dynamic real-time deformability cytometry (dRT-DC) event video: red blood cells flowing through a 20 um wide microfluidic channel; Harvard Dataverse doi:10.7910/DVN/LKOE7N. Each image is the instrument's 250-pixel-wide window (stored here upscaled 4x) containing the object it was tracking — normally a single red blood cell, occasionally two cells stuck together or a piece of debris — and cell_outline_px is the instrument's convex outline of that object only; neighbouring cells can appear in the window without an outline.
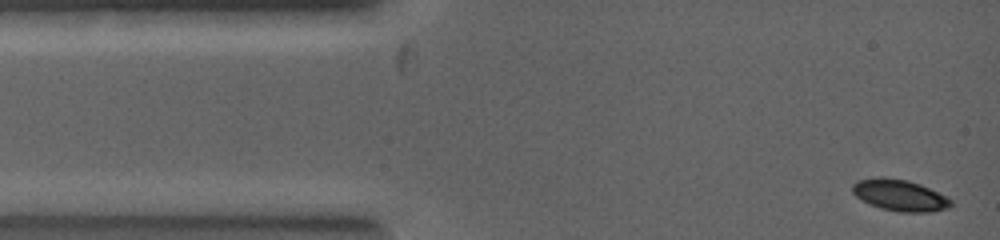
{"species": "common noctule bat (a hibernating species)", "species_latin": "Nyctalus noctula", "temperature_condition": "warm", "stored_images_in_passage": 4, "camera_frame_rate_fps": 5000, "um_per_image_px": 0.085, "animal": {"sex": "female", "body_mass_g": 19.0, "forearm_length_mm": 53.3}, "frame": {"image": 1, "passage_image": 1, "time_ms": 0.0, "image_size_px": [1000, 240], "cell_outline_px": [[952, 204], [948, 208], [932, 212], [900, 212], [880, 208], [856, 196], [852, 192], [852, 184], [856, 180], [880, 176], [884, 176], [908, 180], [920, 184], [948, 196], [952, 200]], "centroid_in_image_um": [76.5, 16.58], "position_along_channel_um": 8.5, "area_um2": 18.21}}
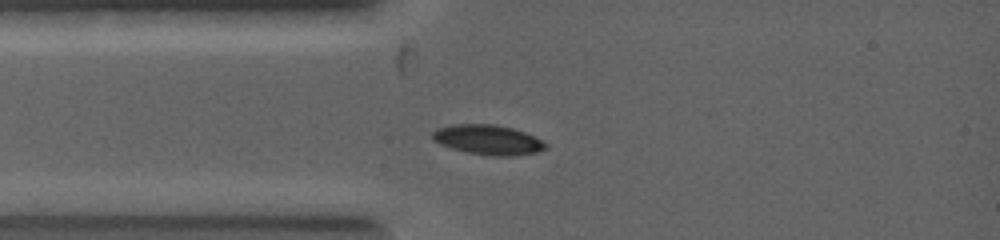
{"frame": {"image": 2, "passage_image": 4, "time_ms": 1.6, "image_size_px": [1000, 240], "cell_outline_px": [[548, 148], [536, 152], [512, 156], [488, 156], [468, 152], [452, 148], [440, 144], [432, 140], [432, 132], [436, 128], [452, 124], [496, 124], [512, 128], [524, 132], [544, 140], [548, 144]], "centroid_in_image_um": [41.49, 11.88], "position_along_channel_um": 43.5, "area_um2": 19.88}}